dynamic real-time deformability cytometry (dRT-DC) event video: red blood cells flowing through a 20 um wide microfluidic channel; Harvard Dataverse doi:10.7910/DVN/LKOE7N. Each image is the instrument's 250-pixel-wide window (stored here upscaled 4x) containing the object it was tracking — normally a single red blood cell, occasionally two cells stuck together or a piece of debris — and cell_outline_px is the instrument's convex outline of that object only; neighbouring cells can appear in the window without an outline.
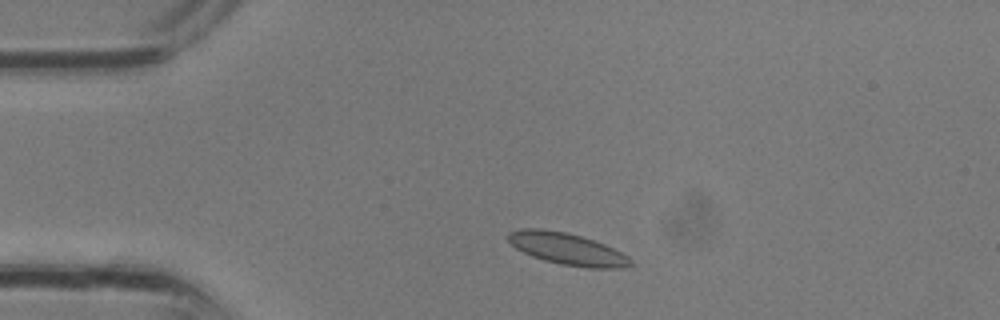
{"species": "common noctule bat (a hibernating species)", "species_latin": "Nyctalus noctula", "temperature_condition": "room temperature", "stored_images_in_passage": 2, "camera_frame_rate_fps": 3000, "um_per_image_px": 0.085, "animal": {"sex": "male", "body_mass_g": 13.3}, "frame": {"image": 1, "passage_image": 2, "time_ms": 0.333, "image_size_px": [1000, 320], "cell_outline_px": [[632, 264], [620, 268], [588, 268], [560, 264], [544, 260], [532, 256], [516, 248], [508, 240], [508, 232], [520, 228], [540, 228], [564, 232], [580, 236], [604, 244], [628, 256], [632, 260]], "centroid_in_image_um": [48.19, 21.15], "position_along_channel_um": 36.8, "area_um2": 22.48}}